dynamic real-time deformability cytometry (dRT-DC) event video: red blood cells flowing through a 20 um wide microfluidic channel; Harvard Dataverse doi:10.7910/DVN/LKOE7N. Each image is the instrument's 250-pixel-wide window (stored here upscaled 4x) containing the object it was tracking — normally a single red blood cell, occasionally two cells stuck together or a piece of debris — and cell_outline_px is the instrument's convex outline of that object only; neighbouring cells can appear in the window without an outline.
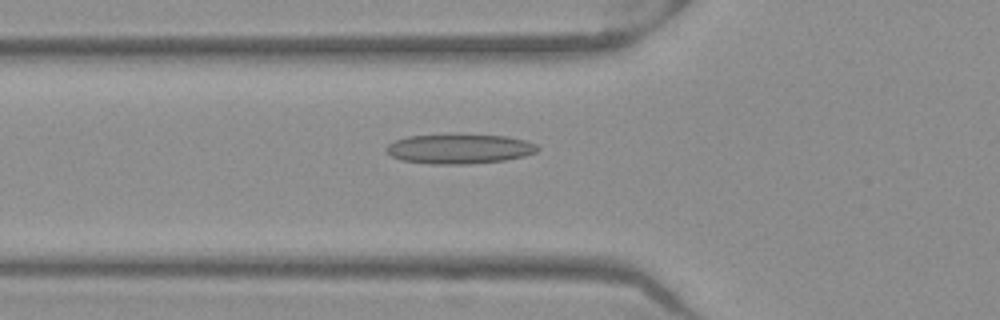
{"species": "Egyptian fruit bat (a non-hibernating species)", "species_latin": "Rousettus aegyptiacus", "temperature_condition": "warm", "stored_images_in_passage": 51, "camera_frame_rate_fps": 3000, "um_per_image_px": 0.085, "frame": {"image": 1, "passage_image": 18, "time_ms": 5.667, "image_size_px": [1000, 320], "cell_outline_px": [[540, 148], [536, 152], [524, 156], [504, 160], [468, 164], [428, 164], [400, 160], [392, 156], [384, 148], [388, 144], [396, 140], [408, 136], [508, 136], [524, 140], [536, 144]], "centroid_in_image_um": [39.04, 12.68], "position_along_channel_um": 86.8, "area_um2": 25.61}}
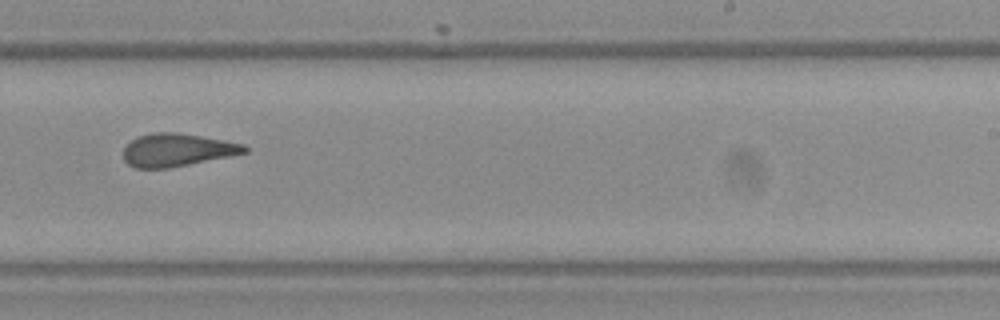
{"frame": {"image": 2, "passage_image": 32, "time_ms": 10.333, "image_size_px": [1000, 320], "cell_outline_px": [[248, 152], [232, 156], [168, 168], [132, 168], [124, 160], [124, 148], [132, 140], [140, 136], [152, 132], [180, 132], [224, 140], [244, 144], [248, 148]], "centroid_in_image_um": [15.07, 12.75], "position_along_channel_um": 273.9, "area_um2": 23.29}}
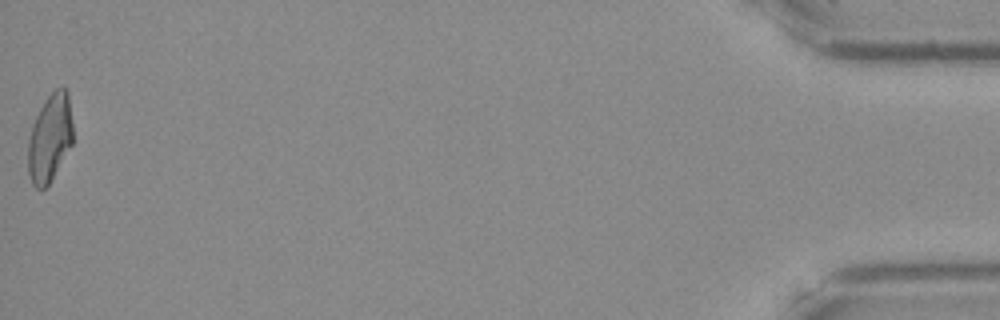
{"frame": {"image": 3, "passage_image": 51, "time_ms": 16.667, "image_size_px": [1000, 320], "cell_outline_px": [[72, 144], [48, 184], [44, 188], [36, 188], [32, 184], [28, 172], [28, 140], [32, 124], [44, 100], [56, 88], [64, 88], [68, 92], [72, 124]], "centroid_in_image_um": [4.22, 11.71], "position_along_channel_um": 431.0, "area_um2": 22.72}, "authors_computed_cell_mechanics": {"area_um2": 24.2182, "velocity_mm_per_s": 3.9961, "shape_relaxation_time_tau1_ms": null, "shape_relaxation_time_tau2_ms": 3.0785, "deformation_change_tau1": null, "deformation_change_tau2": 0.1394}}